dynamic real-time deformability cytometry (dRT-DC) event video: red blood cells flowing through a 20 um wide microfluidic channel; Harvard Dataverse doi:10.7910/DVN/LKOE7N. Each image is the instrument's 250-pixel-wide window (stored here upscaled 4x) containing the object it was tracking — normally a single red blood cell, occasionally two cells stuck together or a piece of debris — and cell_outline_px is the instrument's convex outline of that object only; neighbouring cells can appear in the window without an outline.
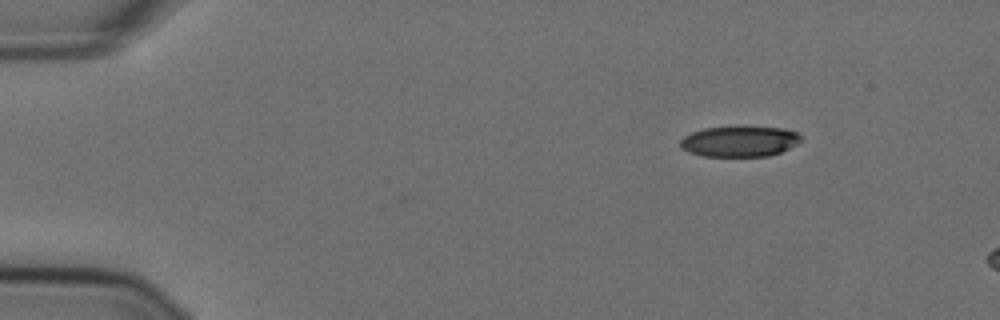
{"species": "Egyptian fruit bat (a non-hibernating species)", "species_latin": "Rousettus aegyptiacus", "temperature_condition": "cold", "stored_images_in_passage": 3, "camera_frame_rate_fps": 3000, "um_per_image_px": 0.085, "animal": {"sex": "female"}, "frame": {"image": 1, "passage_image": 1, "time_ms": 0.0, "image_size_px": [1000, 320], "cell_outline_px": [[804, 140], [780, 152], [768, 156], [700, 156], [688, 152], [680, 148], [680, 140], [684, 136], [692, 132], [704, 128], [736, 124], [784, 128], [796, 132]], "centroid_in_image_um": [62.84, 11.97], "position_along_channel_um": 22.2, "area_um2": 22.37}}